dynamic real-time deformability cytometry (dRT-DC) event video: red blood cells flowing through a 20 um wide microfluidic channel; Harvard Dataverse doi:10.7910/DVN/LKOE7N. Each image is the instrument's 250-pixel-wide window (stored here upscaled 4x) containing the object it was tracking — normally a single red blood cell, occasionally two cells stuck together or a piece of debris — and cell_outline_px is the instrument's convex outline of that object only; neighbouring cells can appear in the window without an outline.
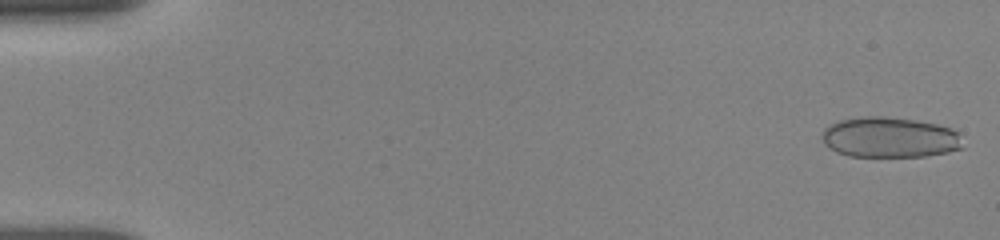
{"species": "human", "species_latin": "Homo sapiens", "temperature_condition": "room temperature", "stored_images_in_passage": 7, "camera_frame_rate_fps": 3000, "um_per_image_px": 0.085, "donor": {"sex": "female"}, "frame": {"image": 1, "passage_image": 1, "time_ms": 0.0, "image_size_px": [1000, 240], "cell_outline_px": [[964, 148], [948, 152], [924, 156], [848, 156], [836, 152], [828, 148], [824, 144], [824, 128], [840, 120], [868, 116], [884, 116], [916, 120], [936, 124], [952, 128], [956, 132]], "centroid_in_image_um": [75.63, 11.68], "position_along_channel_um": 9.4, "area_um2": 33.0}}
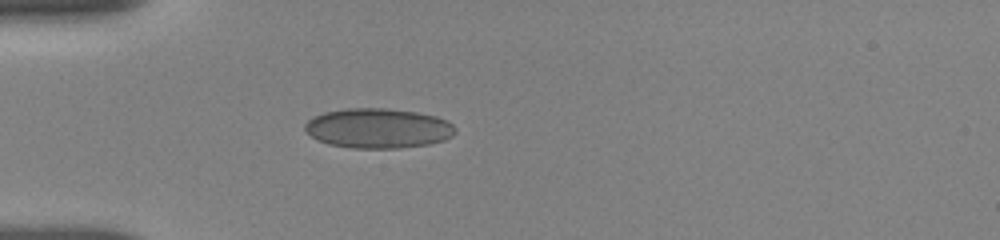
{"frame": {"image": 2, "passage_image": 7, "time_ms": 4.667, "image_size_px": [1000, 240], "cell_outline_px": [[456, 132], [452, 136], [444, 140], [428, 144], [400, 148], [352, 148], [328, 144], [316, 140], [304, 128], [304, 124], [312, 116], [324, 112], [348, 108], [384, 108], [416, 112], [436, 116], [448, 120], [456, 128]], "centroid_in_image_um": [32.14, 10.9], "position_along_channel_um": 52.9, "area_um2": 35.08}}